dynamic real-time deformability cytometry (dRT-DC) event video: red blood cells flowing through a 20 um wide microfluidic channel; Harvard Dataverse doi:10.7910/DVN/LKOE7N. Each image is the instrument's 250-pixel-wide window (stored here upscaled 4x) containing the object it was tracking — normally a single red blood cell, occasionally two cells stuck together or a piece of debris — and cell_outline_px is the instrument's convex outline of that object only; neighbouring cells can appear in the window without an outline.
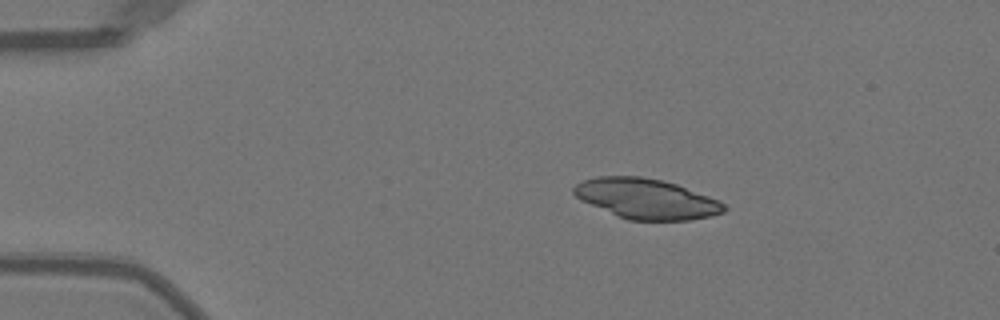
{"species": "Egyptian fruit bat (a non-hibernating species)", "species_latin": "Rousettus aegyptiacus", "temperature_condition": "warm", "stored_images_in_passage": 42, "camera_frame_rate_fps": 3000, "um_per_image_px": 0.085, "animal": {"sex": "female"}, "frame": {"image": 1, "passage_image": 1, "time_ms": 0.0, "image_size_px": [1000, 320], "cell_outline_px": [[728, 208], [724, 212], [712, 216], [688, 220], [628, 220], [616, 216], [580, 200], [572, 192], [572, 188], [576, 184], [584, 180], [596, 176], [640, 176], [660, 180], [676, 184], [720, 200]], "centroid_in_image_um": [54.93, 16.9], "position_along_channel_um": 30.1, "area_um2": 35.26}}